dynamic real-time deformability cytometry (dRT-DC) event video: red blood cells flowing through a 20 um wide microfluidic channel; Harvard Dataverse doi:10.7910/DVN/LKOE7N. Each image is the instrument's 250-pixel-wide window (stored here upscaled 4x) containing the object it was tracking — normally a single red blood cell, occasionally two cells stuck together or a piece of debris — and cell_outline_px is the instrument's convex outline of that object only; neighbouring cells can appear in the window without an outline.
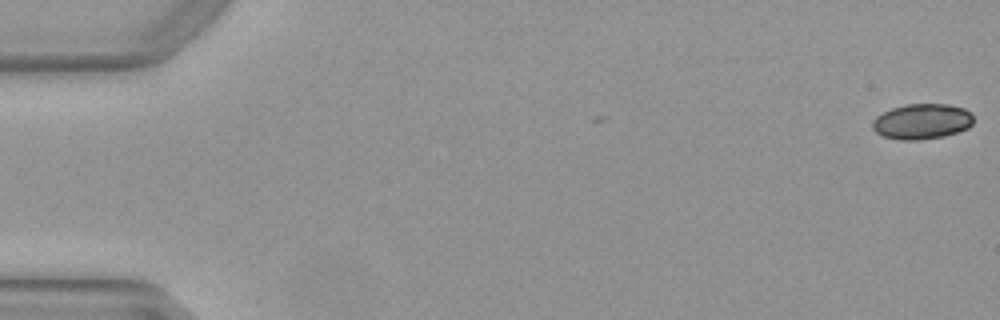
{"species": "Egyptian fruit bat (a non-hibernating species)", "species_latin": "Rousettus aegyptiacus", "temperature_condition": "warm", "stored_images_in_passage": 3, "camera_frame_rate_fps": 3000, "um_per_image_px": 0.085, "animal": {"sex": "female"}, "frame": {"image": 1, "passage_image": 1, "time_ms": 0.0, "image_size_px": [1000, 320], "cell_outline_px": [[972, 124], [968, 128], [944, 136], [920, 140], [900, 140], [884, 136], [876, 132], [872, 128], [872, 120], [876, 116], [892, 108], [908, 104], [948, 104], [964, 108], [972, 112]], "centroid_in_image_um": [78.37, 10.32], "position_along_channel_um": 6.6, "area_um2": 20.87}}